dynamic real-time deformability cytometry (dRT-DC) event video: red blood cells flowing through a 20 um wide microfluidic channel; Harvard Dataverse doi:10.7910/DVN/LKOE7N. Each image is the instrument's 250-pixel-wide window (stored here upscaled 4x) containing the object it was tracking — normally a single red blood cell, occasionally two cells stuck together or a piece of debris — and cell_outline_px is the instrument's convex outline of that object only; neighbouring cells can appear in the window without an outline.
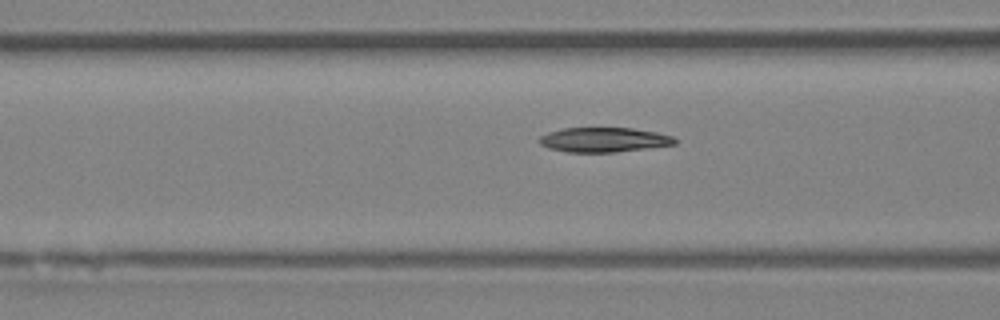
{"species": "Egyptian fruit bat (a non-hibernating species)", "species_latin": "Rousettus aegyptiacus", "temperature_condition": "room temperature", "stored_images_in_passage": 7, "camera_frame_rate_fps": 3000, "um_per_image_px": 0.085, "animal": {"sex": "female"}, "frame": {"image": 1, "passage_image": 7, "time_ms": 8.0, "image_size_px": [1000, 320], "cell_outline_px": [[676, 144], [616, 152], [568, 152], [548, 148], [540, 144], [536, 140], [540, 136], [548, 132], [564, 128], [632, 128], [656, 132], [672, 136], [676, 140]], "centroid_in_image_um": [51.28, 11.88], "position_along_channel_um": 115.3, "area_um2": 19.42}}